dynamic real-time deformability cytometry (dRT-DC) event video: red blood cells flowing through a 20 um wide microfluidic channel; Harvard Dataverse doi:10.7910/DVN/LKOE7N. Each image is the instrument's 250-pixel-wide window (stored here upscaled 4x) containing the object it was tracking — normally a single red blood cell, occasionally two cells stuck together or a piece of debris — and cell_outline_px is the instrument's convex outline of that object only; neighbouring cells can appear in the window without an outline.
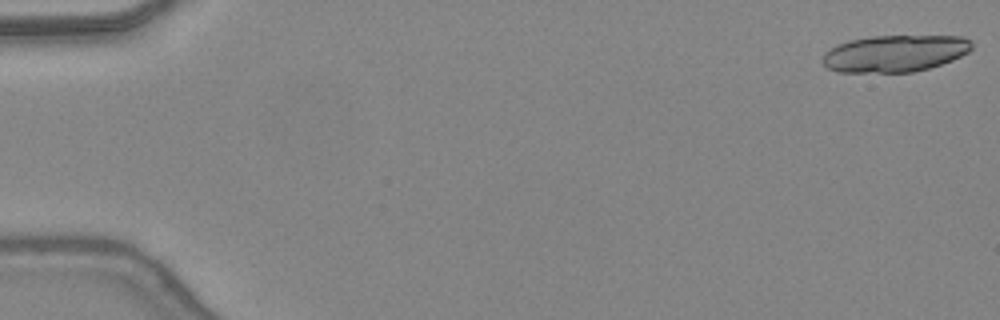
{"species": "common noctule bat (a hibernating species)", "species_latin": "Nyctalus noctula", "temperature_condition": "warm", "stored_images_in_passage": 18, "camera_frame_rate_fps": 3000, "um_per_image_px": 0.085, "animal": {"sex": "female", "body_mass_g": 24.6, "forearm_length_mm": 56.2}, "frame": {"image": 1, "passage_image": 1, "time_ms": 0.0, "image_size_px": [1000, 320], "cell_outline_px": [[972, 48], [968, 52], [952, 60], [928, 68], [912, 72], [836, 72], [828, 68], [824, 64], [824, 52], [848, 40], [872, 36], [964, 36], [972, 40]], "centroid_in_image_um": [76.09, 4.53], "position_along_channel_um": 8.9, "area_um2": 31.91}}